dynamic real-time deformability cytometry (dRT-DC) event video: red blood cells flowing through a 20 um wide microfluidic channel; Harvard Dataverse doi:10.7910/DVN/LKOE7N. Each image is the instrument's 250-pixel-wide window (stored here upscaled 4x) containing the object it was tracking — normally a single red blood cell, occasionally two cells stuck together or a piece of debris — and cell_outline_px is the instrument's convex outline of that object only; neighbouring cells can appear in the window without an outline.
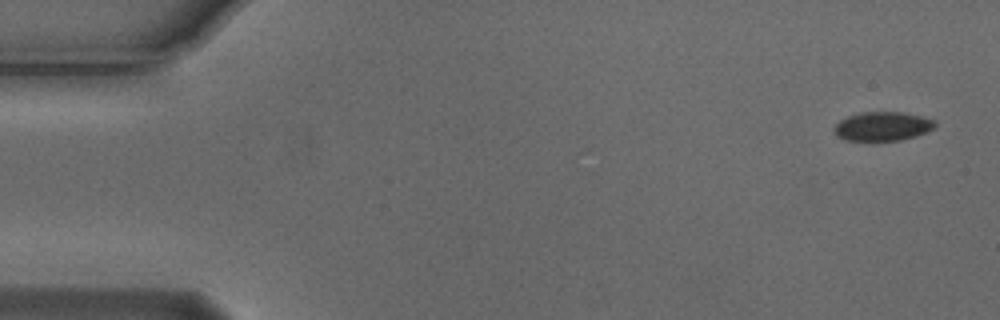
{"species": "Egyptian fruit bat (a non-hibernating species)", "species_latin": "Rousettus aegyptiacus", "temperature_condition": "cold", "stored_images_in_passage": 6, "camera_frame_rate_fps": 3000, "um_per_image_px": 0.085, "animal": {"sex": "male"}, "frame": {"image": 1, "passage_image": 1, "time_ms": 0.0, "image_size_px": [1000, 320], "cell_outline_px": [[936, 124], [932, 128], [924, 132], [900, 140], [848, 140], [836, 136], [832, 128], [840, 120], [848, 116], [860, 112], [900, 112], [920, 116], [932, 120]], "centroid_in_image_um": [74.93, 10.73], "position_along_channel_um": 10.1, "area_um2": 16.65}}
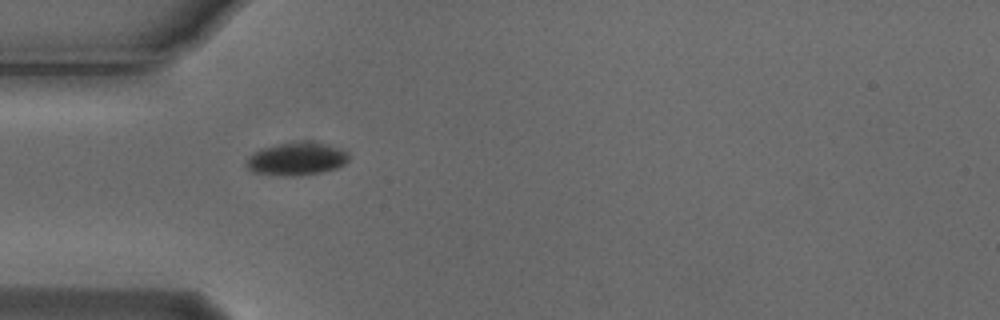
{"frame": {"image": 2, "passage_image": 5, "time_ms": 1.333, "image_size_px": [1000, 320], "cell_outline_px": [[348, 160], [344, 164], [336, 168], [320, 172], [300, 176], [280, 176], [252, 172], [244, 164], [248, 156], [252, 152], [260, 148], [276, 144], [304, 140], [312, 140], [328, 144], [348, 152]], "centroid_in_image_um": [25.17, 13.49], "position_along_channel_um": 59.8, "area_um2": 20.17}}
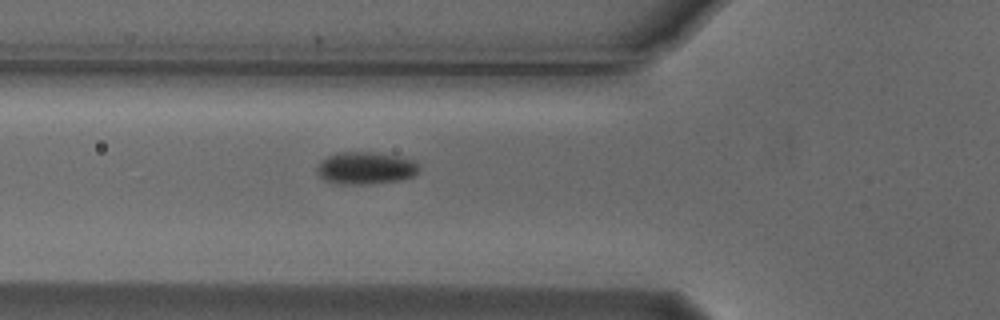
{"frame": {"image": 3, "passage_image": 6, "time_ms": 1.667, "image_size_px": [1000, 320], "cell_outline_px": [[420, 172], [412, 176], [400, 180], [368, 184], [336, 184], [324, 180], [316, 172], [316, 168], [320, 160], [336, 152], [372, 152], [400, 156], [416, 160], [420, 168]], "centroid_in_image_um": [31.08, 14.28], "position_along_channel_um": 94.7, "area_um2": 19.59}}